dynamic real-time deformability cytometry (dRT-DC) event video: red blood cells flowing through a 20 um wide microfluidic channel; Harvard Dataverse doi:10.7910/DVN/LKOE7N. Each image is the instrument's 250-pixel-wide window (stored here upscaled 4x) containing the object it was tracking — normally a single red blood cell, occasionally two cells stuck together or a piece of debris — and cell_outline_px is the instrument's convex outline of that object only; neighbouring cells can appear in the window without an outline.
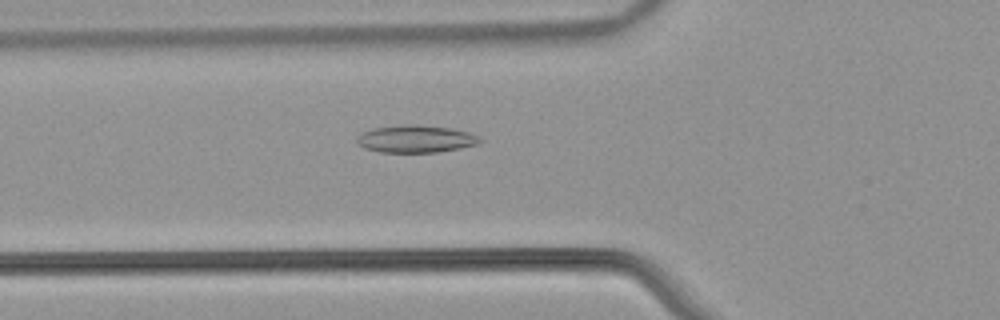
{"species": "common noctule bat (a hibernating species)", "species_latin": "Nyctalus noctula", "temperature_condition": "warm", "stored_images_in_passage": 41, "camera_frame_rate_fps": 3000, "um_per_image_px": 0.085, "animal": {"sex": "male", "body_mass_g": 21.5, "forearm_length_mm": 52.0}, "frame": {"image": 1, "passage_image": 10, "time_ms": 3.0, "image_size_px": [1000, 320], "cell_outline_px": [[484, 140], [476, 144], [460, 148], [436, 152], [380, 152], [364, 148], [356, 144], [356, 136], [360, 132], [372, 128], [404, 124], [416, 124], [452, 128], [468, 132], [480, 136]], "centroid_in_image_um": [35.3, 11.79], "position_along_channel_um": 90.5, "area_um2": 19.94}}
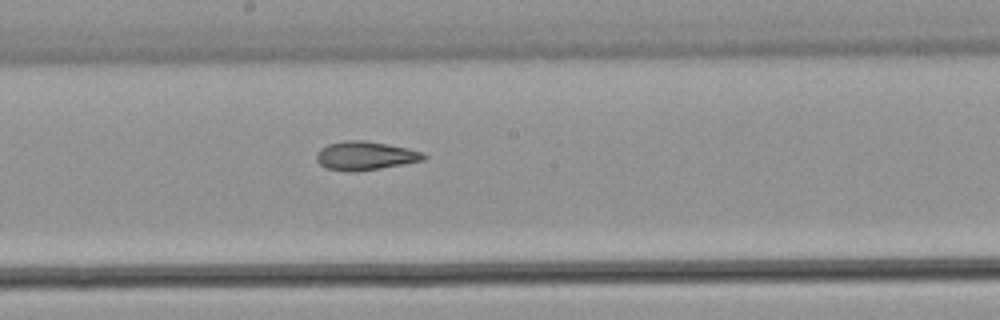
{"frame": {"image": 2, "passage_image": 20, "time_ms": 6.333, "image_size_px": [1000, 320], "cell_outline_px": [[428, 156], [424, 160], [404, 164], [356, 172], [324, 168], [316, 160], [316, 152], [320, 148], [328, 144], [344, 140], [364, 140], [388, 144], [408, 148], [424, 152]], "centroid_in_image_um": [31.05, 13.23], "position_along_channel_um": 217.2, "area_um2": 18.09}}
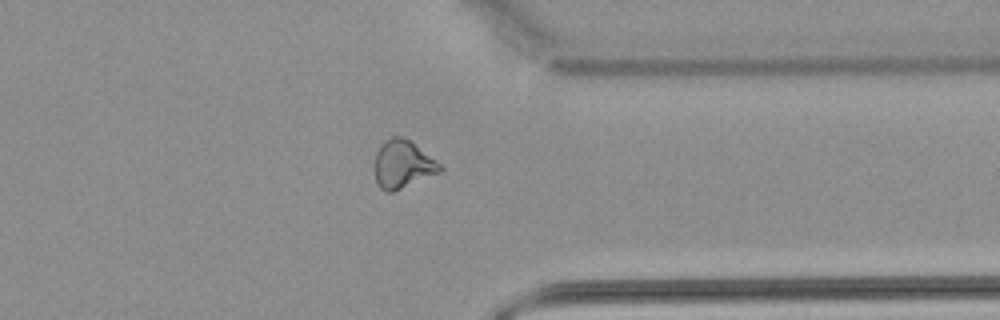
{"frame": {"image": 3, "passage_image": 33, "time_ms": 10.667, "image_size_px": [1000, 320], "cell_outline_px": [[444, 168], [440, 172], [392, 192], [384, 192], [380, 188], [376, 180], [376, 152], [380, 144], [384, 140], [392, 136], [400, 136], [408, 140], [436, 160]], "centroid_in_image_um": [34.22, 13.96], "position_along_channel_um": 377.2, "area_um2": 17.92}}